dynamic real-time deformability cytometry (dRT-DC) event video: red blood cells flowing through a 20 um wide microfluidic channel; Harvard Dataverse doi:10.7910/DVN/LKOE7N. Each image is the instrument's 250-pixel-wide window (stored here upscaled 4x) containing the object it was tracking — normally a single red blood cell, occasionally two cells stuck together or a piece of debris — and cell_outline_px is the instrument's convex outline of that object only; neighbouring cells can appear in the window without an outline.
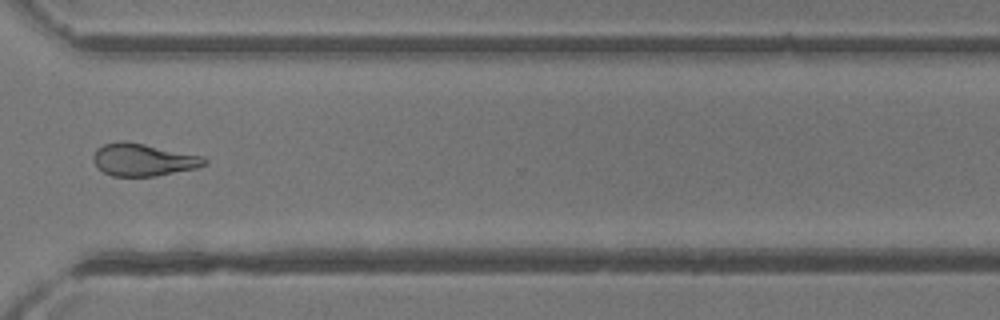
{"species": "common noctule bat (a hibernating species)", "species_latin": "Nyctalus noctula", "temperature_condition": "room temperature", "stored_images_in_passage": 29, "camera_frame_rate_fps": 3000, "um_per_image_px": 0.085, "animal": {"sex": "female"}, "frame": {"image": 1, "passage_image": 25, "time_ms": 8.0, "image_size_px": [1000, 320], "cell_outline_px": [[208, 164], [196, 168], [156, 176], [112, 176], [104, 172], [96, 164], [92, 156], [96, 148], [104, 144], [120, 140], [124, 140], [204, 156], [208, 160]], "centroid_in_image_um": [12.19, 13.57], "position_along_channel_um": 358.4, "area_um2": 21.04}, "authors_computed_cell_mechanics": {"area_um2": 21.386, "velocity_mm_per_s": 4.4362, "shape_relaxation_time_tau1_ms": 7.6942, "shape_relaxation_time_tau2_ms": 5.6159, "deformation_change_tau1": 0.1898, "deformation_change_tau2": 0.1566}}